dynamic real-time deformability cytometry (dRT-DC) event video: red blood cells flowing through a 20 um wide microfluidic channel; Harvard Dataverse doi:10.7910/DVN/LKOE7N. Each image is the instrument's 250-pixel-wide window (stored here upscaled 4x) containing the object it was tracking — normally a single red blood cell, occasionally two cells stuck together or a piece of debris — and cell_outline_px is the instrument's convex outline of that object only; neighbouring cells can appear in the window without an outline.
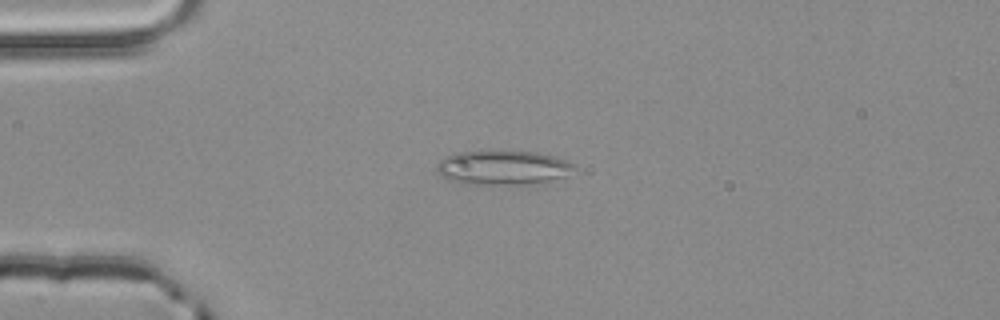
{"species": "common noctule bat (a hibernating species)", "species_latin": "Nyctalus noctula", "temperature_condition": "room temperature", "stored_images_in_passage": 1, "camera_frame_rate_fps": 3000, "um_per_image_px": 0.085, "animal": {"sex": "male", "body_mass_g": 20.4}, "frame": {"image": 1, "passage_image": 1, "time_ms": 0.0, "image_size_px": [1000, 320], "cell_outline_px": [[576, 168], [564, 176], [544, 184], [460, 184], [448, 180], [436, 172], [436, 168], [440, 160], [452, 152], [536, 152], [552, 156], [576, 164]], "centroid_in_image_um": [42.73, 14.28], "position_along_channel_um": 42.3, "area_um2": 27.57}}